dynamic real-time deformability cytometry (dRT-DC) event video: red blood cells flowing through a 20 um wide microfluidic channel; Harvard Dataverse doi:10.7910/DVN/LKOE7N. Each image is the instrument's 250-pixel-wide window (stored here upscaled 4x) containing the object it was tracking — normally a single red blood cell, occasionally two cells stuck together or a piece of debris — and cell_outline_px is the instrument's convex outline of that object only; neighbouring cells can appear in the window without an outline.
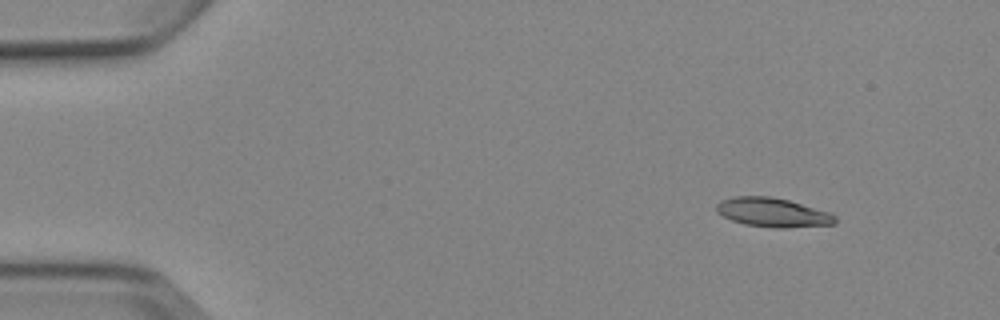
{"species": "Egyptian fruit bat (a non-hibernating species)", "species_latin": "Rousettus aegyptiacus", "temperature_condition": "cold", "stored_images_in_passage": 3, "camera_frame_rate_fps": 3000, "um_per_image_px": 0.085, "animal": {"sex": "female"}, "frame": {"image": 1, "passage_image": 1, "time_ms": 0.0, "image_size_px": [1000, 320], "cell_outline_px": [[836, 224], [784, 228], [776, 228], [744, 224], [732, 220], [716, 212], [716, 204], [720, 200], [732, 196], [772, 196], [788, 200], [832, 212], [836, 216]], "centroid_in_image_um": [65.7, 18.05], "position_along_channel_um": 19.3, "area_um2": 20.35}}
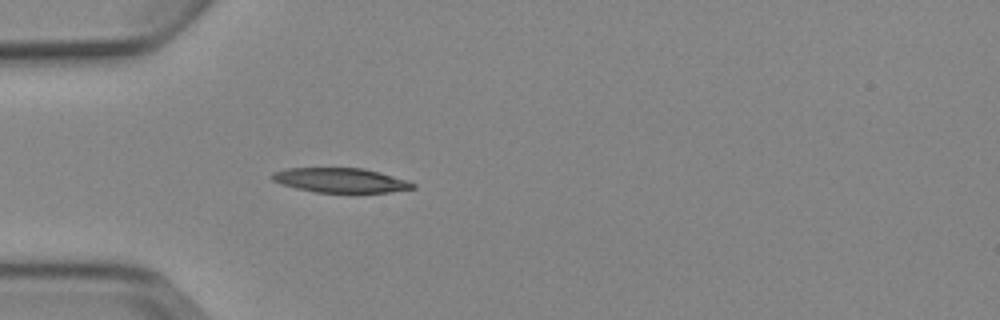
{"frame": {"image": 2, "passage_image": 3, "time_ms": 3.333, "image_size_px": [1000, 320], "cell_outline_px": [[416, 188], [392, 192], [316, 192], [296, 188], [280, 184], [272, 180], [272, 172], [284, 168], [364, 168], [380, 172], [408, 180], [416, 184]], "centroid_in_image_um": [28.96, 15.32], "position_along_channel_um": 56.0, "area_um2": 20.23}}